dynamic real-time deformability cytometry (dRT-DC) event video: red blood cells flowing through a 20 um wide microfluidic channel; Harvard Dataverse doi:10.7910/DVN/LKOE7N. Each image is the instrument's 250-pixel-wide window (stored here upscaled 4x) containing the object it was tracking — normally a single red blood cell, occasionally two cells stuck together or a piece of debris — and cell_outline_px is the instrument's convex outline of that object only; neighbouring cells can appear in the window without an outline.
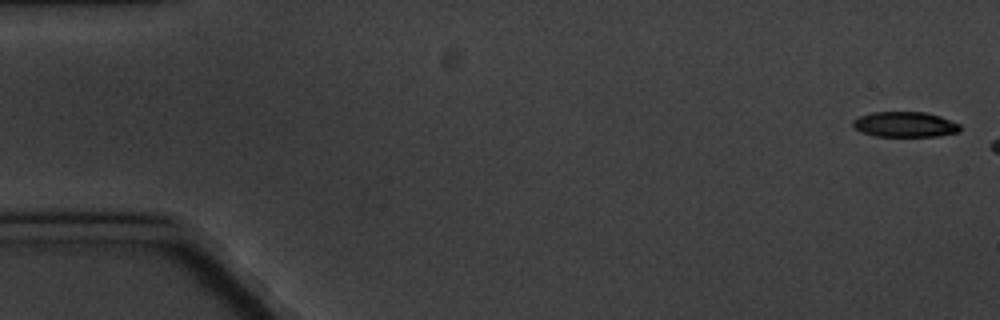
{"species": "common noctule bat (a hibernating species)", "species_latin": "Nyctalus noctula", "temperature_condition": "cold", "stored_images_in_passage": 3, "camera_frame_rate_fps": 3000, "um_per_image_px": 0.085, "animal": {"sex": "male", "body_mass_g": 20.1, "forearm_length_mm": 53.5}, "frame": {"image": 1, "passage_image": 1, "time_ms": 0.0, "image_size_px": [1000, 320], "cell_outline_px": [[960, 132], [940, 136], [876, 136], [860, 132], [852, 124], [852, 120], [860, 116], [872, 112], [924, 112], [940, 116], [960, 124]], "centroid_in_image_um": [76.93, 10.58], "position_along_channel_um": 8.1, "area_um2": 15.84}}